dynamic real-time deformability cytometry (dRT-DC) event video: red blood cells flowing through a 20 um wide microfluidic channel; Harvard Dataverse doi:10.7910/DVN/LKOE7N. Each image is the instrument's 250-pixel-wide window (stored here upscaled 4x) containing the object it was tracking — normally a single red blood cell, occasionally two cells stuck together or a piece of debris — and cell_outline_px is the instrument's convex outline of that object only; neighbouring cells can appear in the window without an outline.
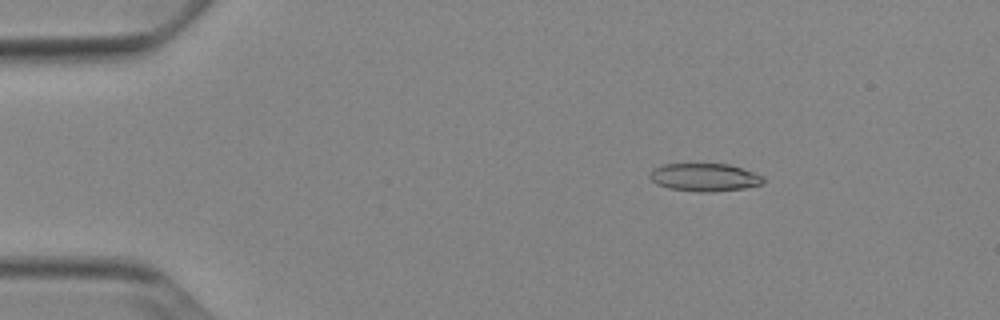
{"species": "Egyptian fruit bat (a non-hibernating species)", "species_latin": "Rousettus aegyptiacus", "temperature_condition": "cold", "stored_images_in_passage": 53, "camera_frame_rate_fps": 3000, "um_per_image_px": 0.085, "animal": {"sex": "female"}, "frame": {"image": 1, "passage_image": 9, "time_ms": 2.667, "image_size_px": [1000, 320], "cell_outline_px": [[764, 184], [744, 188], [712, 192], [700, 192], [668, 188], [656, 184], [648, 176], [656, 168], [664, 164], [728, 164], [764, 176]], "centroid_in_image_um": [59.91, 15.08], "position_along_channel_um": 25.1, "area_um2": 18.32}}
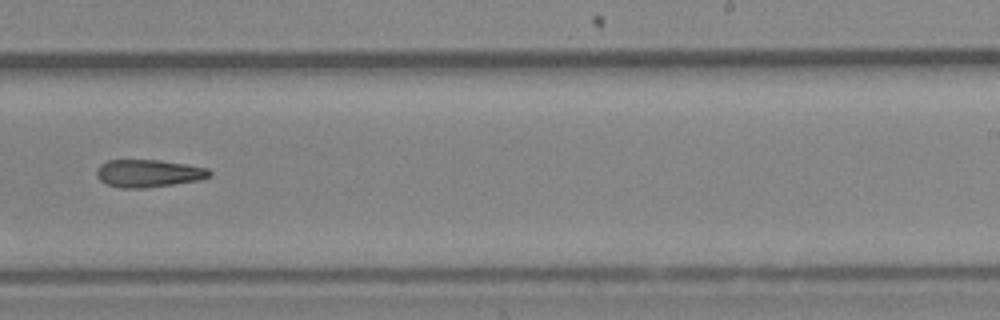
{"frame": {"image": 2, "passage_image": 34, "time_ms": 11.0, "image_size_px": [1000, 320], "cell_outline_px": [[212, 176], [200, 180], [144, 188], [120, 188], [108, 184], [100, 180], [96, 176], [96, 168], [100, 164], [108, 160], [160, 160], [208, 168], [212, 172]], "centroid_in_image_um": [12.61, 14.73], "position_along_channel_um": 276.4, "area_um2": 18.21}}
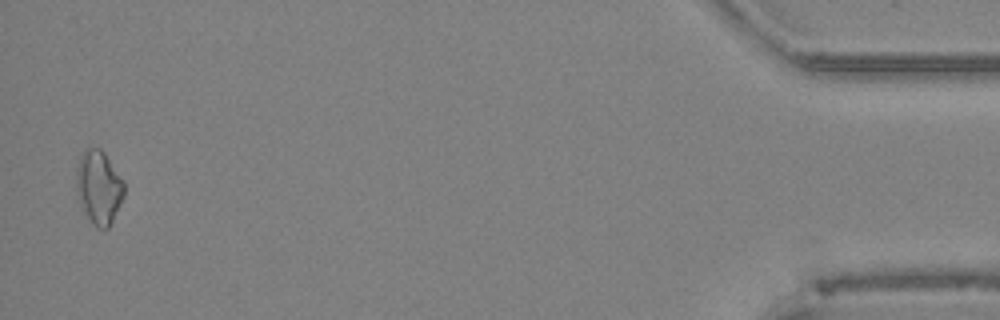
{"frame": {"image": 3, "passage_image": 52, "time_ms": 17.0, "image_size_px": [1000, 320], "cell_outline_px": [[124, 196], [108, 228], [96, 228], [92, 224], [84, 212], [80, 204], [76, 192], [76, 168], [80, 156], [84, 148], [100, 148], [104, 152], [124, 180]], "centroid_in_image_um": [8.38, 15.9], "position_along_channel_um": 426.8, "area_um2": 20.63}}